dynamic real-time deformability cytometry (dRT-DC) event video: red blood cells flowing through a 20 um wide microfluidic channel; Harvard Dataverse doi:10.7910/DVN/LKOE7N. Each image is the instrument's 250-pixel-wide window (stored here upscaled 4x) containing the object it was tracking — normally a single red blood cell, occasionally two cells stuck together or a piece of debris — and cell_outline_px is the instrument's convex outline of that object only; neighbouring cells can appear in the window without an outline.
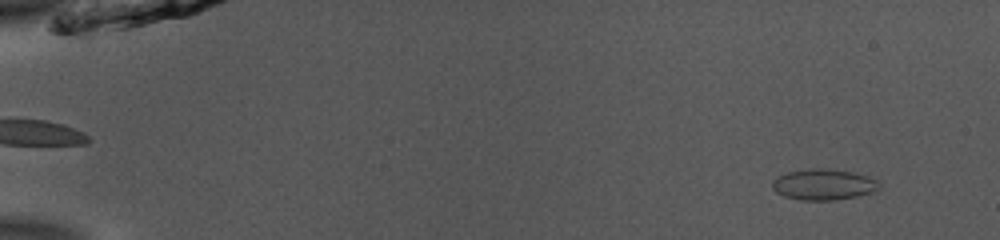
{"species": "common noctule bat (a hibernating species)", "species_latin": "Nyctalus noctula", "temperature_condition": "room temperature", "stored_images_in_passage": 51, "camera_frame_rate_fps": 3000, "um_per_image_px": 0.085, "animal": {"sex": "male", "body_mass_g": 13.0, "forearm_length_mm": 53.1}, "frame": {"image": 1, "passage_image": 3, "time_ms": 0.667, "image_size_px": [1000, 240], "cell_outline_px": [[880, 188], [872, 192], [856, 196], [832, 200], [800, 200], [784, 196], [776, 192], [772, 188], [772, 180], [788, 172], [812, 168], [828, 168], [852, 172], [868, 176], [880, 180]], "centroid_in_image_um": [70.02, 15.68], "position_along_channel_um": 15.0, "area_um2": 19.31}}
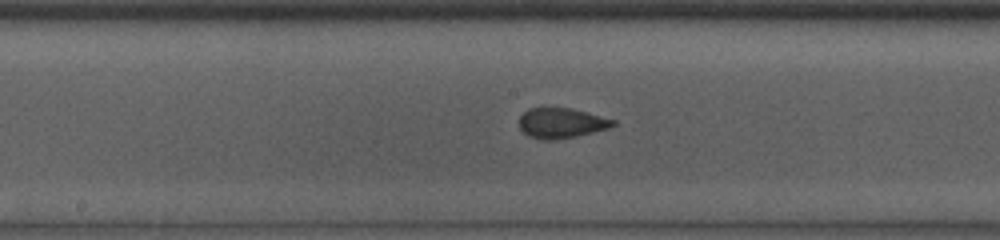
{"frame": {"image": 2, "passage_image": 27, "time_ms": 8.667, "image_size_px": [1000, 240], "cell_outline_px": [[616, 124], [608, 128], [576, 136], [552, 140], [540, 140], [528, 136], [520, 128], [520, 116], [528, 108], [572, 108], [616, 120]], "centroid_in_image_um": [47.7, 10.46], "position_along_channel_um": 200.5, "area_um2": 16.42}}
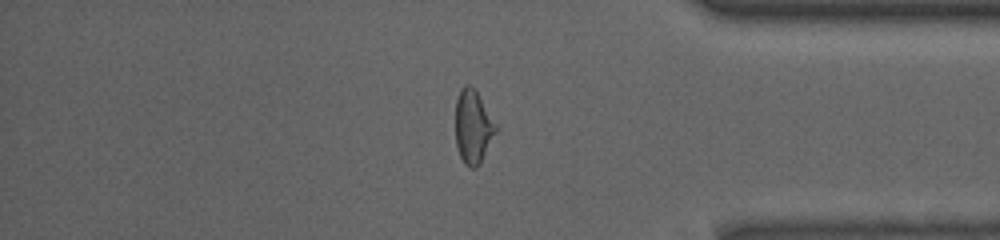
{"frame": {"image": 3, "passage_image": 43, "time_ms": 14.0, "image_size_px": [1000, 240], "cell_outline_px": [[496, 132], [480, 164], [476, 168], [472, 168], [464, 164], [460, 156], [456, 144], [456, 100], [460, 88], [464, 84], [468, 84], [476, 92], [496, 124]], "centroid_in_image_um": [40.19, 10.8], "position_along_channel_um": 395.0, "area_um2": 16.99}, "authors_computed_cell_mechanics": {"area_um2": 17.34, "velocity_mm_per_s": 3.9136, "shape_relaxation_time_tau1_ms": 6.4773, "shape_relaxation_time_tau2_ms": null, "deformation_change_tau1": 0.1498, "deformation_change_tau2": null}}